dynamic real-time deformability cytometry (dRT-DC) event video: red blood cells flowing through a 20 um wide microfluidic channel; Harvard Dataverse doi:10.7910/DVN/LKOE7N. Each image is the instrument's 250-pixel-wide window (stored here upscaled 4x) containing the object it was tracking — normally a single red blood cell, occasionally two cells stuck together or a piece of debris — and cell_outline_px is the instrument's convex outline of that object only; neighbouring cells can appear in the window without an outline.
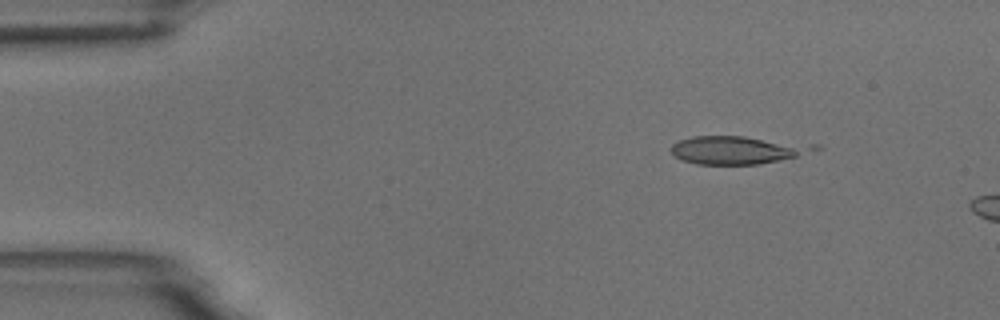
{"species": "common noctule bat (a hibernating species)", "species_latin": "Nyctalus noctula", "temperature_condition": "room temperature", "stored_images_in_passage": 3, "camera_frame_rate_fps": 3000, "um_per_image_px": 0.085, "animal": {"sex": "male", "body_mass_g": 18.8}, "frame": {"image": 1, "passage_image": 1, "time_ms": 0.0, "image_size_px": [1000, 320], "cell_outline_px": [[824, 148], [796, 156], [760, 164], [696, 164], [680, 160], [672, 156], [672, 144], [680, 140], [692, 136], [744, 136], [820, 144]], "centroid_in_image_um": [62.72, 12.74], "position_along_channel_um": 22.3, "area_um2": 23.7}}